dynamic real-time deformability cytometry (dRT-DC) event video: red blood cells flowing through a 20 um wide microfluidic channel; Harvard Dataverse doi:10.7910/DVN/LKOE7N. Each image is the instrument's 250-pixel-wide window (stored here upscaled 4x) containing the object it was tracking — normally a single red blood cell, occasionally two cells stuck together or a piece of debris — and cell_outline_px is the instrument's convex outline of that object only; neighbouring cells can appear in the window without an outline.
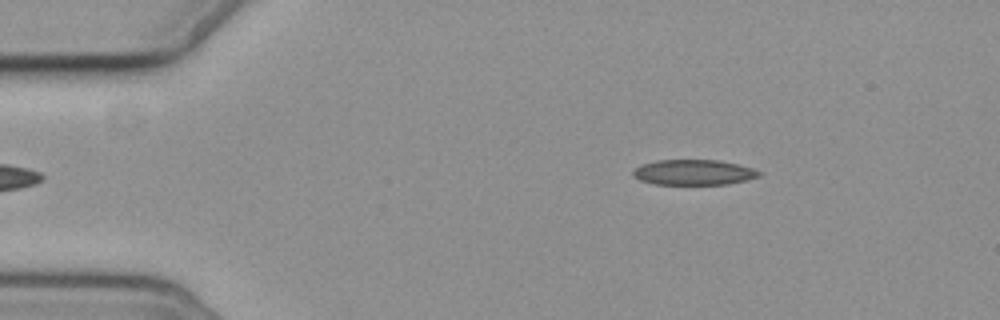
{"species": "common noctule bat (a hibernating species)", "species_latin": "Nyctalus noctula", "temperature_condition": "cold", "stored_images_in_passage": 4, "camera_frame_rate_fps": 3000, "um_per_image_px": 0.085, "animal": {"sex": "female", "body_mass_g": 19.3, "forearm_length_mm": 54.1}, "frame": {"image": 1, "passage_image": 1, "time_ms": 0.0, "image_size_px": [1000, 320], "cell_outline_px": [[764, 172], [760, 176], [728, 184], [656, 184], [640, 180], [632, 176], [632, 172], [640, 164], [656, 160], [720, 160], [740, 164]], "centroid_in_image_um": [58.97, 14.64], "position_along_channel_um": 26.0, "area_um2": 18.73}}
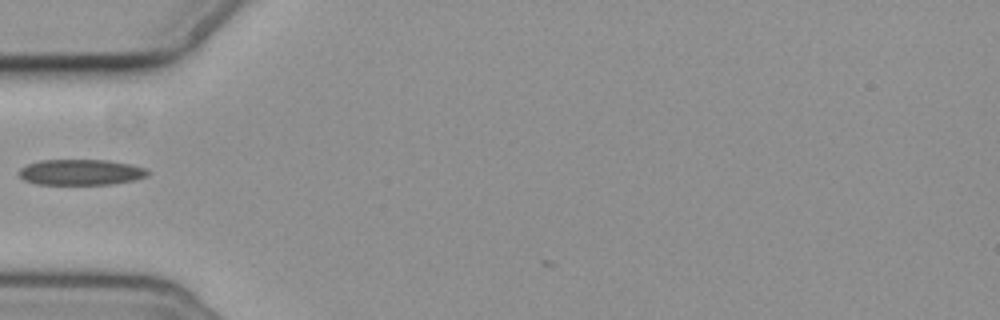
{"frame": {"image": 2, "passage_image": 3, "time_ms": 3.333, "image_size_px": [1000, 320], "cell_outline_px": [[148, 176], [132, 180], [112, 184], [36, 184], [24, 180], [20, 176], [20, 168], [28, 164], [40, 160], [108, 160], [132, 164], [148, 168]], "centroid_in_image_um": [6.9, 14.63], "position_along_channel_um": 78.1, "area_um2": 19.31}}
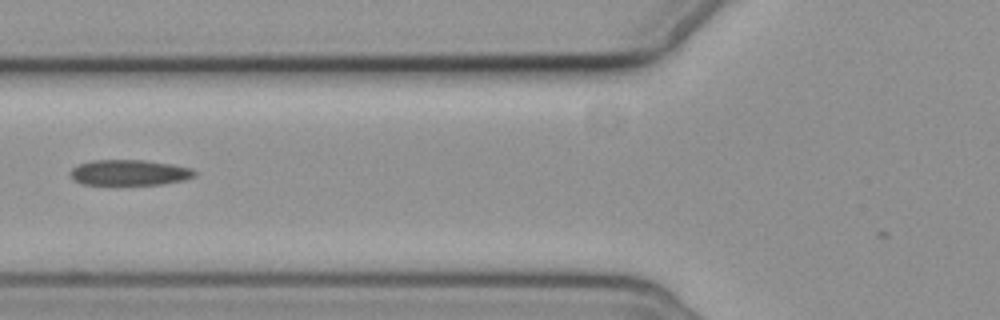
{"frame": {"image": 3, "passage_image": 4, "time_ms": 4.333, "image_size_px": [1000, 320], "cell_outline_px": [[196, 176], [184, 180], [164, 184], [84, 184], [72, 180], [68, 172], [72, 168], [80, 164], [92, 160], [144, 160], [172, 164], [192, 168], [196, 172]], "centroid_in_image_um": [11.0, 14.66], "position_along_channel_um": 114.8, "area_um2": 18.61}}